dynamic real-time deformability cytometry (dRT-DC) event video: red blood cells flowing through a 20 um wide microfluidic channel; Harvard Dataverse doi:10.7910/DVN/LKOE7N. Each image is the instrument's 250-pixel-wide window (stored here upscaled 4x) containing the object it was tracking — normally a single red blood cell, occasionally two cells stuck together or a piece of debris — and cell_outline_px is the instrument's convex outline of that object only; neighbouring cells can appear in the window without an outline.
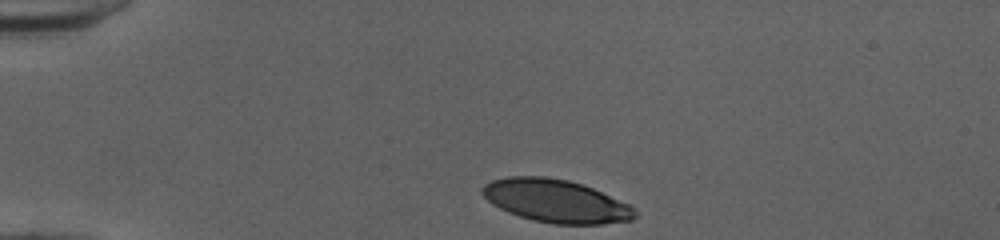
{"species": "human", "species_latin": "Homo sapiens", "temperature_condition": "cold", "stored_images_in_passage": 22, "camera_frame_rate_fps": 3000, "um_per_image_px": 0.085, "donor": {"sex": "female"}, "frame": {"image": 1, "passage_image": 1, "time_ms": 0.0, "image_size_px": [1000, 240], "cell_outline_px": [[636, 216], [632, 220], [600, 224], [552, 224], [532, 220], [508, 212], [492, 204], [480, 192], [480, 188], [484, 184], [492, 180], [508, 176], [544, 176], [568, 180], [592, 188], [628, 204], [636, 212]], "centroid_in_image_um": [47.2, 17.08], "position_along_channel_um": 37.8, "area_um2": 38.03}}
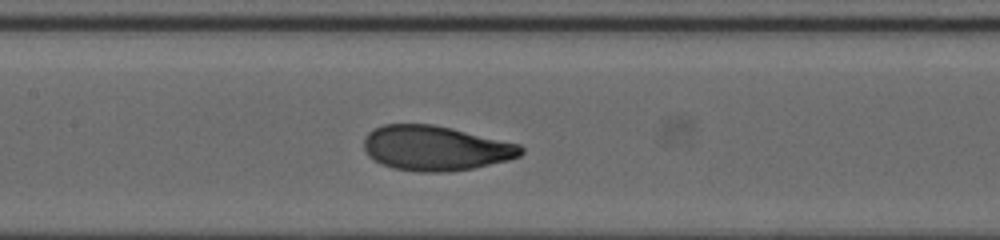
{"frame": {"image": 2, "passage_image": 15, "time_ms": 4.667, "image_size_px": [1000, 240], "cell_outline_px": [[524, 152], [520, 156], [508, 160], [472, 168], [448, 172], [420, 172], [392, 168], [368, 156], [364, 148], [364, 136], [368, 132], [384, 124], [432, 124], [452, 128], [520, 144], [524, 148]], "centroid_in_image_um": [37.03, 12.59], "position_along_channel_um": 170.4, "area_um2": 41.04}}
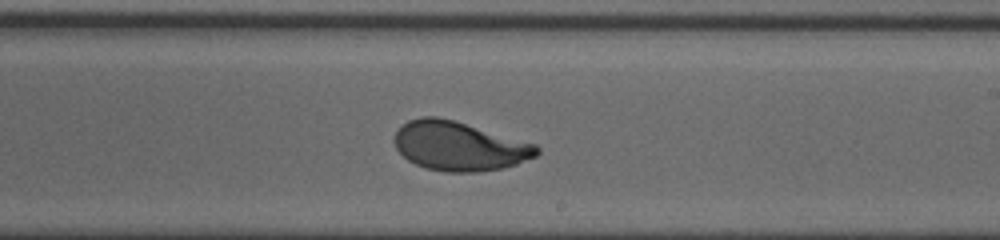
{"frame": {"image": 3, "passage_image": 21, "time_ms": 6.667, "image_size_px": [1000, 240], "cell_outline_px": [[540, 152], [536, 156], [516, 164], [504, 168], [476, 172], [444, 172], [424, 168], [408, 160], [396, 148], [392, 140], [396, 132], [408, 120], [420, 116], [436, 116], [452, 120], [536, 144], [540, 148]], "centroid_in_image_um": [39.01, 12.43], "position_along_channel_um": 250.0, "area_um2": 40.69}}